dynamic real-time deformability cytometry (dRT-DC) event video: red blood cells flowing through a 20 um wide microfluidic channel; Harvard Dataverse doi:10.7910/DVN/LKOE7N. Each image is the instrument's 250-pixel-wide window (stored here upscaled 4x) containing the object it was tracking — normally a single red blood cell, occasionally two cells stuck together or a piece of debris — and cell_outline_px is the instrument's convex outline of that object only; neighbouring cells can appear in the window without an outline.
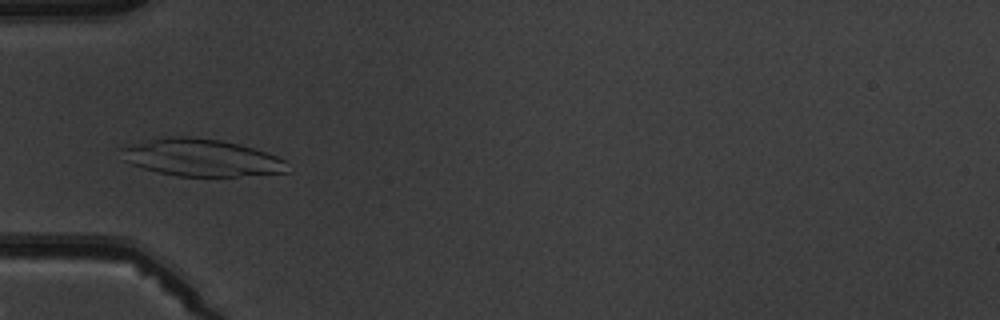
{"species": "common noctule bat (a hibernating species)", "species_latin": "Nyctalus noctula", "temperature_condition": "warm", "stored_images_in_passage": 4, "camera_frame_rate_fps": 3000, "um_per_image_px": 0.085, "animal": {"sex": "male", "body_mass_g": 19.5, "forearm_length_mm": 54.6}, "frame": {"image": 1, "passage_image": 4, "time_ms": 3.333, "image_size_px": [1000, 320], "cell_outline_px": [[292, 172], [236, 176], [176, 176], [144, 168], [132, 164], [124, 160], [116, 148], [168, 136], [188, 136], [220, 140], [240, 144], [276, 156], [284, 160]], "centroid_in_image_um": [17.1, 13.4], "position_along_channel_um": 67.9, "area_um2": 35.95}}